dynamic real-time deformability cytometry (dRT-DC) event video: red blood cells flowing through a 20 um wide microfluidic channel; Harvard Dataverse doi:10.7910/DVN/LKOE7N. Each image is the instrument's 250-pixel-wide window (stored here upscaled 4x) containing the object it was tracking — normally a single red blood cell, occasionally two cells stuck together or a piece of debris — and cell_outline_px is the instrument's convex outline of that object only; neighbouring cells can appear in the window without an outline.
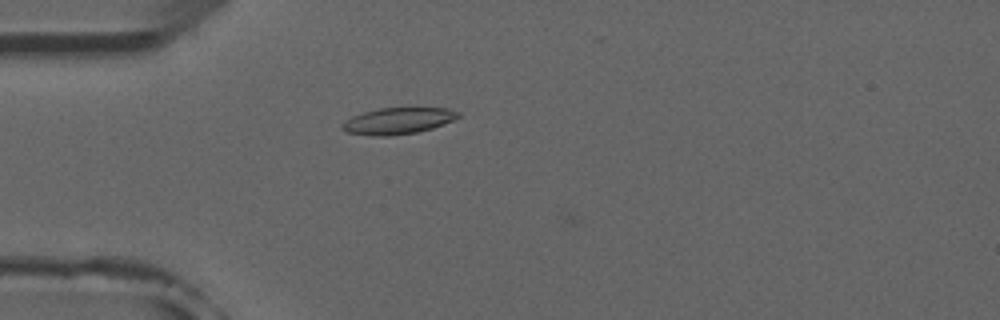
{"species": "common noctule bat (a hibernating species)", "species_latin": "Nyctalus noctula", "temperature_condition": "room temperature", "stored_images_in_passage": 6, "camera_frame_rate_fps": 3000, "um_per_image_px": 0.085, "animal": {"sex": "male", "forearm_length_mm": 52.5}, "frame": {"image": 1, "passage_image": 4, "time_ms": 1.0, "image_size_px": [1000, 320], "cell_outline_px": [[460, 116], [452, 120], [432, 128], [416, 132], [392, 136], [372, 136], [344, 132], [340, 128], [340, 124], [352, 116], [364, 112], [380, 108], [448, 108], [460, 112]], "centroid_in_image_um": [33.77, 10.28], "position_along_channel_um": 51.2, "area_um2": 17.92}}